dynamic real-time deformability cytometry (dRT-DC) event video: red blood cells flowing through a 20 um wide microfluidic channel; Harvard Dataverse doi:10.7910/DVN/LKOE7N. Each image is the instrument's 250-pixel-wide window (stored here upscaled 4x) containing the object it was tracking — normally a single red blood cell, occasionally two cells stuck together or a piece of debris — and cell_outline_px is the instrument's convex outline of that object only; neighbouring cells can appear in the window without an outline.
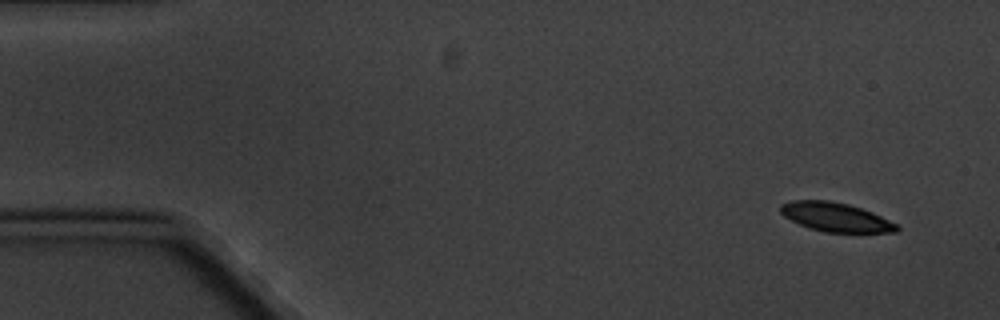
{"species": "common noctule bat (a hibernating species)", "species_latin": "Nyctalus noctula", "temperature_condition": "cold", "stored_images_in_passage": 6, "camera_frame_rate_fps": 3000, "um_per_image_px": 0.085, "animal": {"sex": "male", "body_mass_g": 20.1, "forearm_length_mm": 53.5}, "frame": {"image": 1, "passage_image": 1, "time_ms": 0.0, "image_size_px": [1000, 320], "cell_outline_px": [[900, 228], [896, 232], [824, 232], [808, 228], [784, 216], [780, 212], [780, 204], [792, 200], [828, 200], [848, 204], [872, 212], [896, 224]], "centroid_in_image_um": [70.99, 18.45], "position_along_channel_um": 14.0, "area_um2": 19.48}}
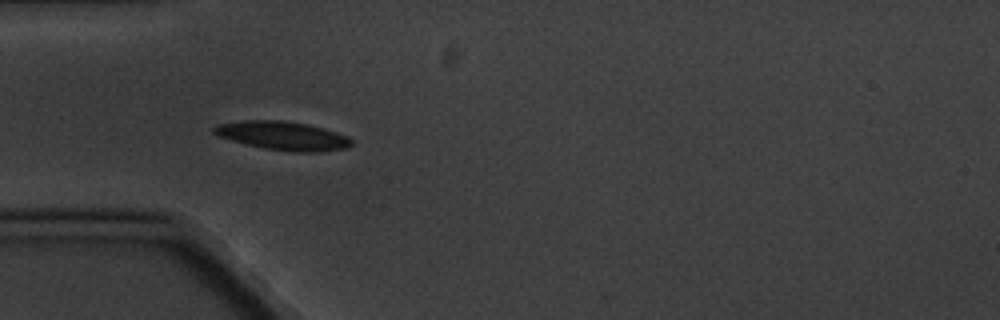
{"frame": {"image": 2, "passage_image": 5, "time_ms": 4.667, "image_size_px": [1000, 320], "cell_outline_px": [[352, 144], [348, 148], [320, 152], [292, 152], [264, 148], [244, 144], [220, 136], [212, 132], [212, 128], [220, 124], [244, 120], [280, 120], [308, 124], [336, 132], [348, 136], [352, 140]], "centroid_in_image_um": [24.07, 11.55], "position_along_channel_um": 60.9, "area_um2": 22.95}}